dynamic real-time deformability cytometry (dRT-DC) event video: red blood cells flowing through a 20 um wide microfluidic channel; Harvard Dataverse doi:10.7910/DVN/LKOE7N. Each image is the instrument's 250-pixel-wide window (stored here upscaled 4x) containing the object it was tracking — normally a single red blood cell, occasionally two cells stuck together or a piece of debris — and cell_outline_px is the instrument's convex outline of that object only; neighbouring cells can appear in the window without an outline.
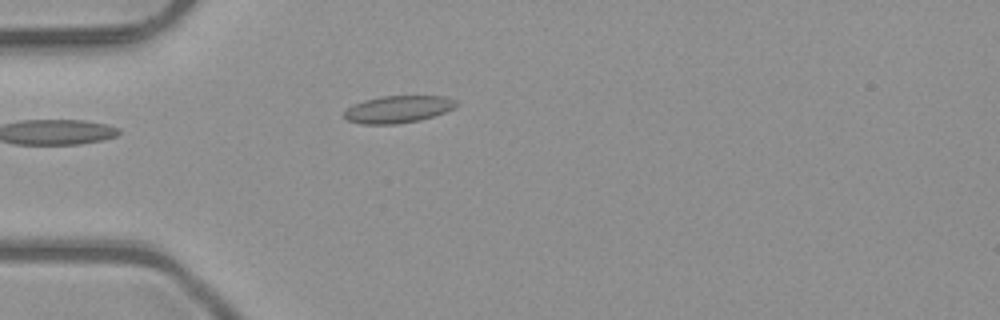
{"species": "common noctule bat (a hibernating species)", "species_latin": "Nyctalus noctula", "temperature_condition": "room temperature", "stored_images_in_passage": 5, "camera_frame_rate_fps": 3000, "um_per_image_px": 0.085, "animal": {"sex": "male", "body_mass_g": 23.1, "forearm_length_mm": 52.7}, "frame": {"image": 1, "passage_image": 4, "time_ms": 1.0, "image_size_px": [1000, 320], "cell_outline_px": [[460, 104], [456, 108], [420, 120], [396, 124], [360, 124], [348, 120], [344, 116], [344, 112], [352, 104], [364, 100], [380, 96], [444, 96], [456, 100]], "centroid_in_image_um": [33.85, 9.28], "position_along_channel_um": 51.1, "area_um2": 17.86}}